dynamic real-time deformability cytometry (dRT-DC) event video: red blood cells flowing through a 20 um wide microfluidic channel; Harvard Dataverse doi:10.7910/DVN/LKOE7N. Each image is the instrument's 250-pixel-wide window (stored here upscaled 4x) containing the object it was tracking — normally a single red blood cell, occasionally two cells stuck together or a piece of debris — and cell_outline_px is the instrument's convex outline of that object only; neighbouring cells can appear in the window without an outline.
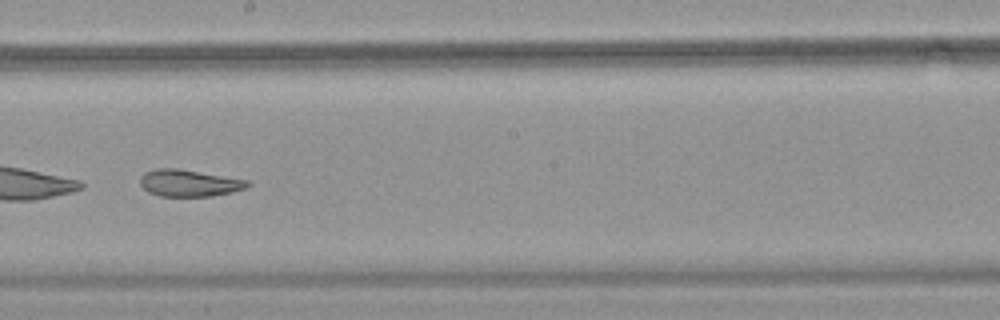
{"species": "common noctule bat (a hibernating species)", "species_latin": "Nyctalus noctula", "temperature_condition": "warm", "stored_images_in_passage": 53, "camera_frame_rate_fps": 3000, "um_per_image_px": 0.085, "animal": {"sex": "female", "body_mass_g": 18.4}, "frame": {"image": 1, "passage_image": 31, "time_ms": 10.0, "image_size_px": [1000, 320], "cell_outline_px": [[252, 184], [248, 188], [232, 192], [212, 196], [160, 196], [148, 192], [140, 184], [140, 176], [144, 172], [156, 168], [180, 168], [248, 180]], "centroid_in_image_um": [16.09, 15.55], "position_along_channel_um": 232.1, "area_um2": 17.05}}